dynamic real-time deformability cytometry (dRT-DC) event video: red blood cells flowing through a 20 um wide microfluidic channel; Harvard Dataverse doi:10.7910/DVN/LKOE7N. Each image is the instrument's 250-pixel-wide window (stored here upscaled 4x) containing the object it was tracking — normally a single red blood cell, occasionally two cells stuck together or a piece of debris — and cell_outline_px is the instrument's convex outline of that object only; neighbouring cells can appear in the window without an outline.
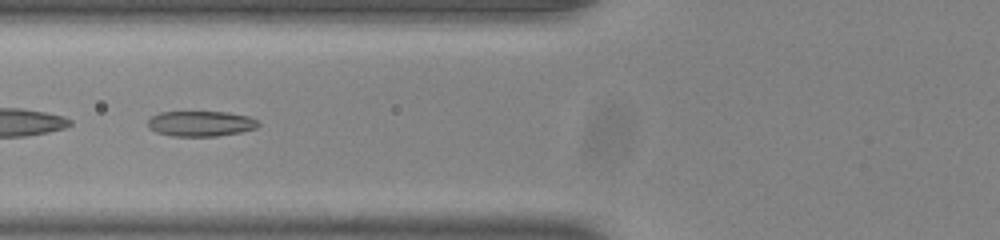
{"species": "common noctule bat (a hibernating species)", "species_latin": "Nyctalus noctula", "temperature_condition": "room temperature", "stored_images_in_passage": 15, "camera_frame_rate_fps": 3000, "um_per_image_px": 0.085, "animal": {"sex": "male", "body_mass_g": 20.0, "forearm_length_mm": 53.3}, "frame": {"image": 1, "passage_image": 13, "time_ms": 4.0, "image_size_px": [1000, 240], "cell_outline_px": [[260, 124], [256, 128], [240, 132], [216, 136], [172, 136], [156, 132], [148, 128], [148, 120], [152, 116], [160, 112], [228, 112], [248, 116], [256, 120]], "centroid_in_image_um": [17.05, 10.51], "position_along_channel_um": 108.8, "area_um2": 16.3}}